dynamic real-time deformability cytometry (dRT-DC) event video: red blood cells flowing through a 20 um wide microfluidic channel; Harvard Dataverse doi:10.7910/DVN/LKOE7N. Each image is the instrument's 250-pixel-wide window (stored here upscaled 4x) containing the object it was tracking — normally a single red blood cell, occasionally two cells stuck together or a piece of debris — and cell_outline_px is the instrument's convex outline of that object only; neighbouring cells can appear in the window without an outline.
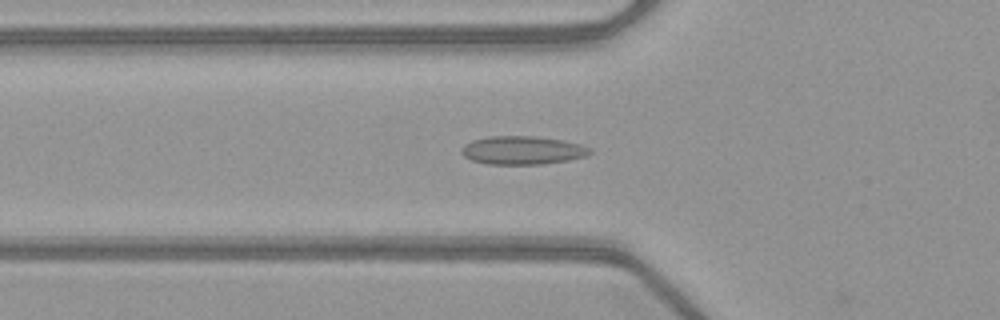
{"species": "common noctule bat (a hibernating species)", "species_latin": "Nyctalus noctula", "temperature_condition": "warm", "stored_images_in_passage": 51, "camera_frame_rate_fps": 3000, "um_per_image_px": 0.085, "animal": {"sex": "female", "body_mass_g": 21.9}, "frame": {"image": 1, "passage_image": 18, "time_ms": 5.667, "image_size_px": [1000, 320], "cell_outline_px": [[592, 152], [584, 156], [568, 160], [540, 164], [488, 164], [472, 160], [464, 156], [460, 152], [460, 148], [464, 144], [472, 140], [488, 136], [536, 136], [564, 140], [580, 144], [592, 148]], "centroid_in_image_um": [44.39, 12.76], "position_along_channel_um": 81.4, "area_um2": 21.33}}
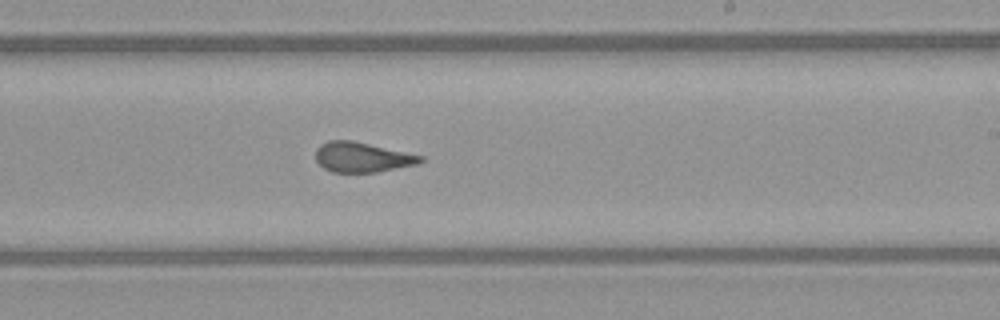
{"frame": {"image": 2, "passage_image": 31, "time_ms": 10.0, "image_size_px": [1000, 320], "cell_outline_px": [[424, 160], [420, 164], [376, 172], [332, 172], [324, 168], [316, 160], [316, 148], [320, 144], [328, 140], [352, 140], [424, 156]], "centroid_in_image_um": [30.79, 13.36], "position_along_channel_um": 258.2, "area_um2": 18.38}}
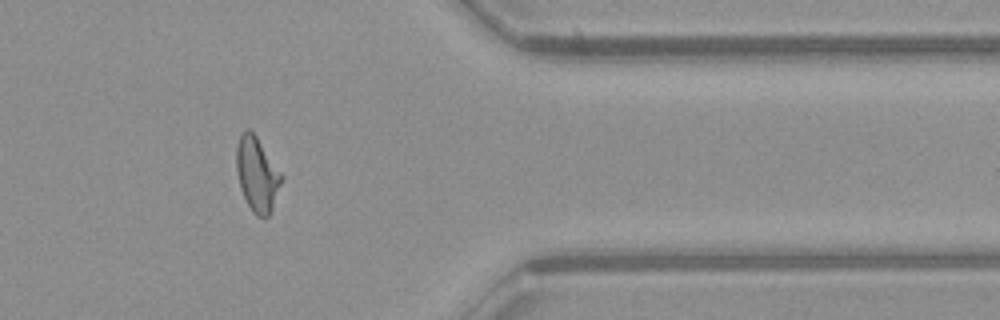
{"frame": {"image": 3, "passage_image": 42, "time_ms": 13.667, "image_size_px": [1000, 320], "cell_outline_px": [[284, 176], [272, 208], [268, 216], [256, 216], [252, 212], [240, 188], [236, 172], [236, 148], [240, 136], [244, 128], [248, 128], [256, 136]], "centroid_in_image_um": [21.84, 14.8], "position_along_channel_um": 389.6, "area_um2": 19.42}, "authors_computed_cell_mechanics": {"area_um2": 19.5942, "velocity_mm_per_s": 4.0442, "shape_relaxation_time_tau1_ms": null, "shape_relaxation_time_tau2_ms": 1.3401, "deformation_change_tau1": null, "deformation_change_tau2": 0.0783}}